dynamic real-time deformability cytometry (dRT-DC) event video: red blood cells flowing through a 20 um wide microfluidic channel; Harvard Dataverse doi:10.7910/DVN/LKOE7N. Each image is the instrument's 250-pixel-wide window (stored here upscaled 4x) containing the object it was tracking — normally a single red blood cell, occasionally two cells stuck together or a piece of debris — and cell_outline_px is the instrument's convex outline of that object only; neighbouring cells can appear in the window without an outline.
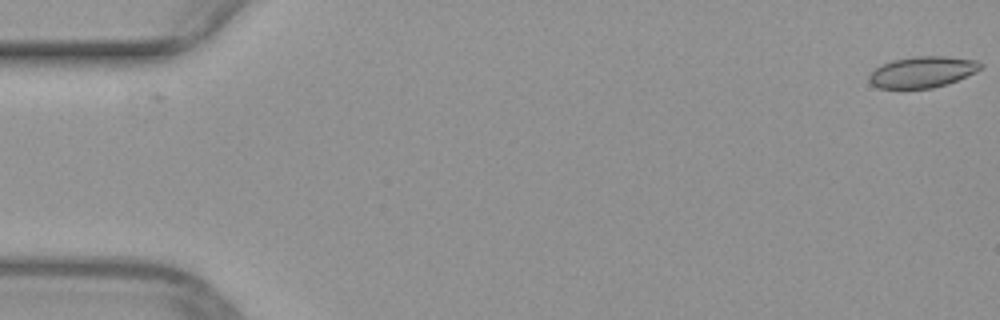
{"species": "common noctule bat (a hibernating species)", "species_latin": "Nyctalus noctula", "temperature_condition": "warm", "stored_images_in_passage": 13, "camera_frame_rate_fps": 3000, "um_per_image_px": 0.085, "animal": {"sex": "female", "body_mass_g": 29.2, "forearm_length_mm": 56.3}, "frame": {"image": 1, "passage_image": 1, "time_ms": 0.0, "image_size_px": [1000, 320], "cell_outline_px": [[984, 64], [976, 72], [948, 84], [932, 88], [880, 88], [872, 84], [868, 80], [868, 76], [876, 68], [892, 60], [912, 56], [944, 56], [976, 60]], "centroid_in_image_um": [78.42, 6.11], "position_along_channel_um": 6.6, "area_um2": 20.17}}
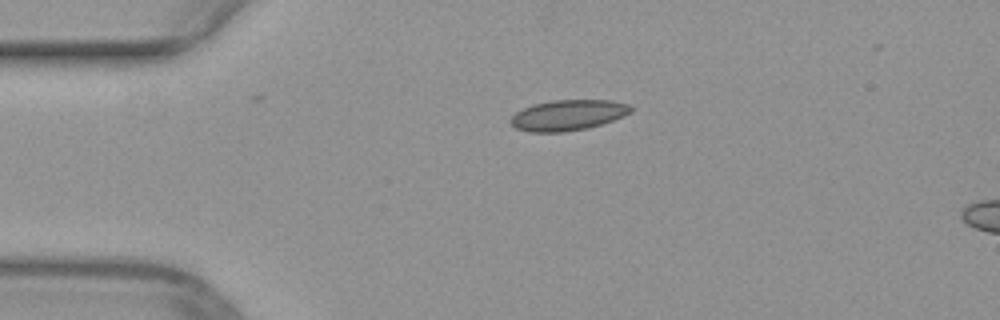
{"frame": {"image": 2, "passage_image": 12, "time_ms": 3.667, "image_size_px": [1000, 320], "cell_outline_px": [[632, 112], [624, 116], [588, 128], [564, 132], [528, 132], [516, 128], [512, 124], [512, 116], [516, 112], [532, 104], [552, 100], [612, 100], [628, 104], [632, 108]], "centroid_in_image_um": [48.29, 9.78], "position_along_channel_um": 36.7, "area_um2": 21.39}}